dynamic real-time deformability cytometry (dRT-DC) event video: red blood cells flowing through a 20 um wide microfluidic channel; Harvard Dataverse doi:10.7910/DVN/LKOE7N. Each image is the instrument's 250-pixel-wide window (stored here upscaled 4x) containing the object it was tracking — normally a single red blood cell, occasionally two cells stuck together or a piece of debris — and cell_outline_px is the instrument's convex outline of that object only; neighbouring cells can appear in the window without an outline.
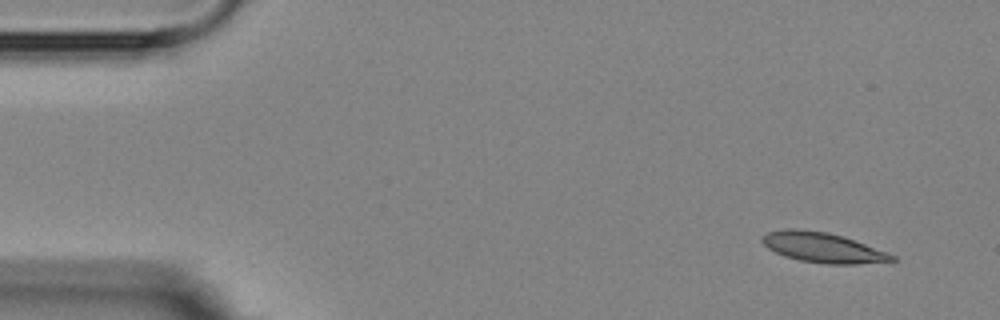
{"species": "Egyptian fruit bat (a non-hibernating species)", "species_latin": "Rousettus aegyptiacus", "temperature_condition": "room temperature", "stored_images_in_passage": 4, "camera_frame_rate_fps": 3000, "um_per_image_px": 0.085, "animal": {"sex": "female"}, "frame": {"image": 1, "passage_image": 1, "time_ms": 0.0, "image_size_px": [1000, 320], "cell_outline_px": [[896, 260], [856, 264], [828, 264], [800, 260], [784, 256], [768, 248], [760, 240], [760, 236], [768, 232], [788, 228], [796, 228], [828, 232], [844, 236], [896, 256]], "centroid_in_image_um": [69.89, 21.02], "position_along_channel_um": 15.1, "area_um2": 22.6}}
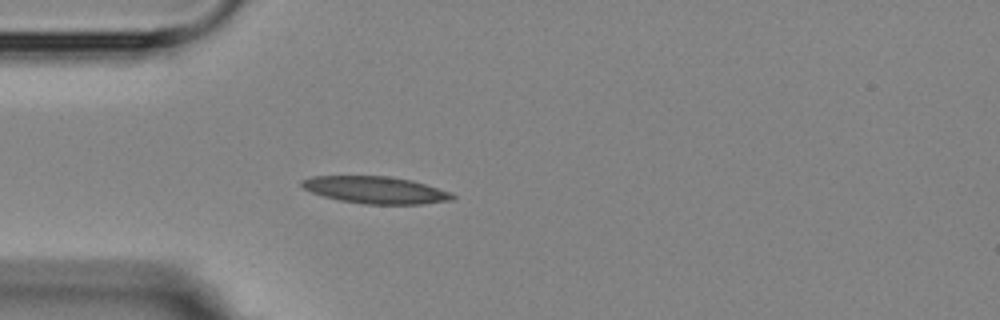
{"frame": {"image": 2, "passage_image": 4, "time_ms": 3.667, "image_size_px": [1000, 320], "cell_outline_px": [[456, 200], [420, 204], [364, 204], [340, 200], [324, 196], [312, 192], [304, 188], [300, 184], [300, 180], [312, 176], [392, 176], [412, 180], [452, 192], [456, 196]], "centroid_in_image_um": [31.97, 16.14], "position_along_channel_um": 53.0, "area_um2": 23.93}}